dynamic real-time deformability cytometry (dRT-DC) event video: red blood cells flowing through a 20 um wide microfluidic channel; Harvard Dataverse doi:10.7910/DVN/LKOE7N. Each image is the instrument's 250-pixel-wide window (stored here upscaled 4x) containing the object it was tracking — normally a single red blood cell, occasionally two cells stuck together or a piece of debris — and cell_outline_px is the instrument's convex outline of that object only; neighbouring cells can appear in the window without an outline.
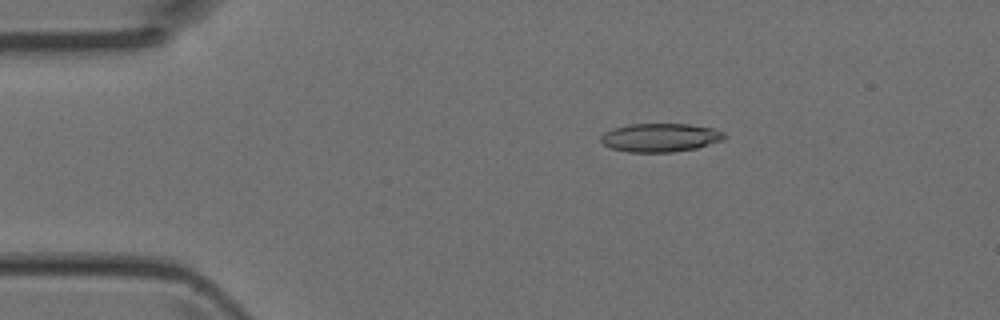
{"species": "Egyptian fruit bat (a non-hibernating species)", "species_latin": "Rousettus aegyptiacus", "temperature_condition": "room temperature", "stored_images_in_passage": 39, "camera_frame_rate_fps": 3000, "um_per_image_px": 0.085, "animal": {"sex": "female"}, "frame": {"image": 1, "passage_image": 3, "time_ms": 0.667, "image_size_px": [1000, 320], "cell_outline_px": [[728, 136], [724, 140], [696, 148], [672, 152], [628, 152], [612, 148], [604, 144], [600, 140], [600, 136], [604, 132], [612, 128], [628, 124], [688, 124], [712, 128], [724, 132]], "centroid_in_image_um": [56.13, 11.69], "position_along_channel_um": 28.9, "area_um2": 20.63}}
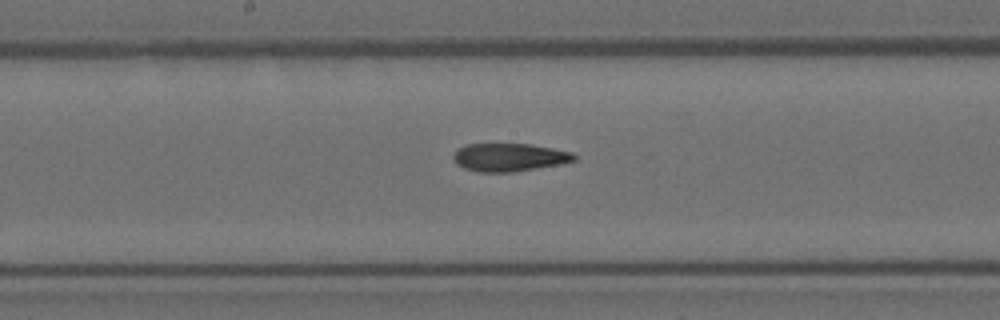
{"frame": {"image": 2, "passage_image": 18, "time_ms": 5.667, "image_size_px": [1000, 320], "cell_outline_px": [[576, 160], [560, 164], [512, 172], [476, 172], [464, 168], [456, 164], [452, 160], [452, 156], [456, 148], [464, 144], [532, 144], [572, 152], [576, 156]], "centroid_in_image_um": [43.23, 13.37], "position_along_channel_um": 205.0, "area_um2": 19.94}}
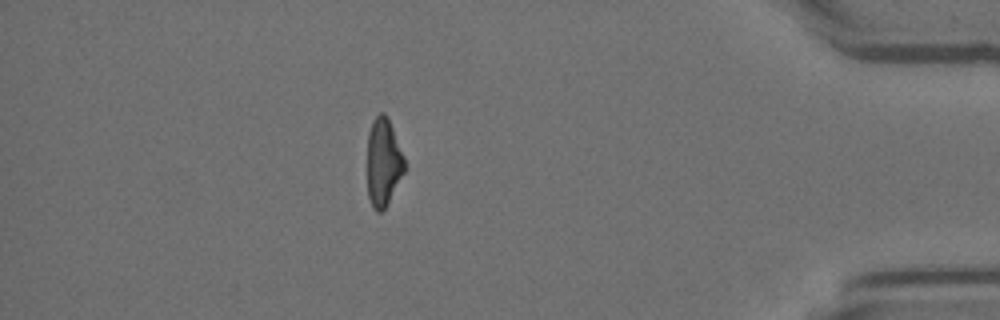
{"frame": {"image": 3, "passage_image": 34, "time_ms": 11.0, "image_size_px": [1000, 320], "cell_outline_px": [[404, 172], [384, 208], [380, 212], [376, 212], [372, 208], [368, 196], [368, 132], [372, 120], [380, 112], [384, 112], [388, 116], [404, 156]], "centroid_in_image_um": [32.57, 13.74], "position_along_channel_um": 402.6, "area_um2": 18.96}}